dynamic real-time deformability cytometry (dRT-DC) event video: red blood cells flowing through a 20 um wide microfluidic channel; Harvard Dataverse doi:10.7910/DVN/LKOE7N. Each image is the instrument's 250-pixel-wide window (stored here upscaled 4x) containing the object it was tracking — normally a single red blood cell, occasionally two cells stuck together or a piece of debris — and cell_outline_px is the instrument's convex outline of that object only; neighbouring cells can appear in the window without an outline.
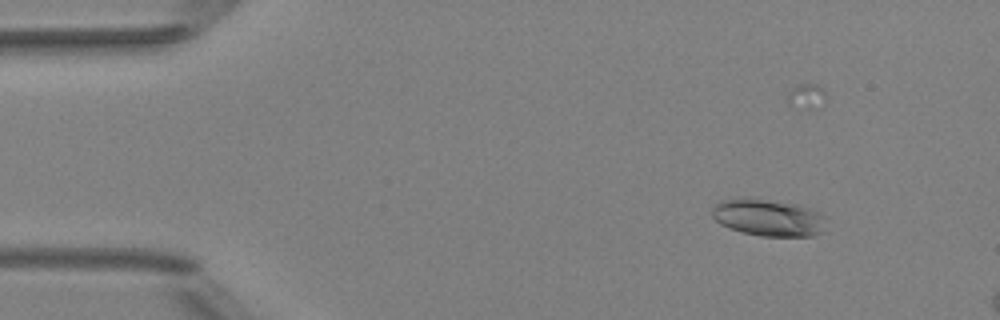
{"species": "Egyptian fruit bat (a non-hibernating species)", "species_latin": "Rousettus aegyptiacus", "temperature_condition": "room temperature", "stored_images_in_passage": 6, "segment_of_instrument_passage": [2, 2], "camera_frame_rate_fps": 3000, "um_per_image_px": 0.085, "animal": {"sex": "female"}, "frame": {"image": 1, "passage_image": 6, "time_ms": 6.333, "image_size_px": [1000, 320], "cell_outline_px": [[824, 232], [812, 236], [760, 236], [744, 232], [720, 224], [712, 216], [712, 208], [720, 200], [744, 196], [748, 196], [800, 204], [820, 212]], "centroid_in_image_um": [65.27, 18.46], "position_along_channel_um": 19.7, "area_um2": 24.85}}